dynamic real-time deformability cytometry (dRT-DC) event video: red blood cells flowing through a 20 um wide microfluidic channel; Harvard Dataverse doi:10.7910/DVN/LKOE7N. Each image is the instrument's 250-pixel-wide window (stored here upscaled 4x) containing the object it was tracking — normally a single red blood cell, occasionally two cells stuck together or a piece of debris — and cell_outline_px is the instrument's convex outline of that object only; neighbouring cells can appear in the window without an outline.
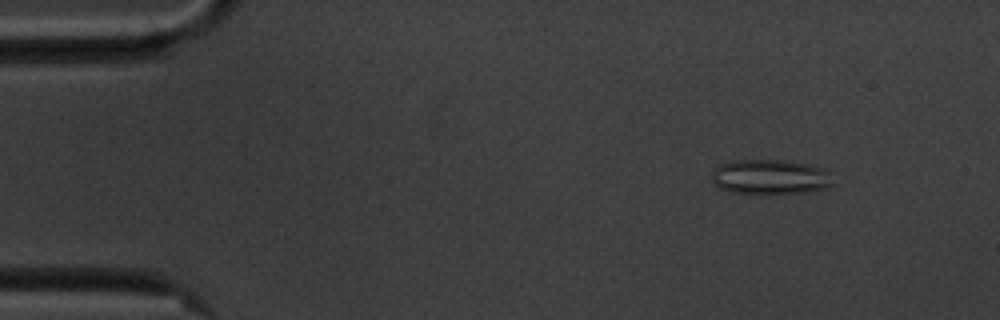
{"species": "common noctule bat (a hibernating species)", "species_latin": "Nyctalus noctula", "temperature_condition": "cold", "stored_images_in_passage": 55, "camera_frame_rate_fps": 3000, "um_per_image_px": 0.085, "animal": {"sex": "male", "body_mass_g": 20.1, "forearm_length_mm": 53.5}, "frame": {"image": 1, "passage_image": 6, "time_ms": 1.667, "image_size_px": [1000, 320], "cell_outline_px": [[832, 184], [828, 188], [804, 192], [768, 196], [732, 192], [720, 188], [712, 180], [712, 168], [720, 164], [736, 160], [784, 160], [812, 164], [820, 168], [824, 172]], "centroid_in_image_um": [65.39, 15.07], "position_along_channel_um": 19.6, "area_um2": 24.97}}
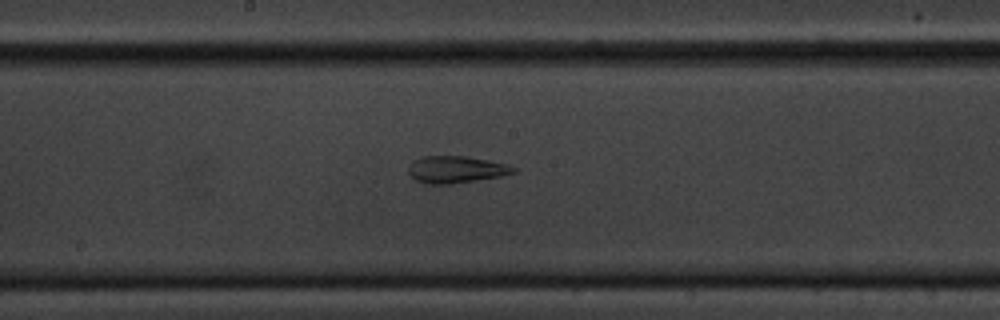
{"frame": {"image": 2, "passage_image": 29, "time_ms": 9.333, "image_size_px": [1000, 320], "cell_outline_px": [[516, 172], [504, 176], [452, 184], [424, 184], [416, 180], [408, 172], [408, 168], [412, 160], [420, 156], [468, 156], [508, 164], [516, 168]], "centroid_in_image_um": [38.77, 14.41], "position_along_channel_um": 209.4, "area_um2": 16.82}}
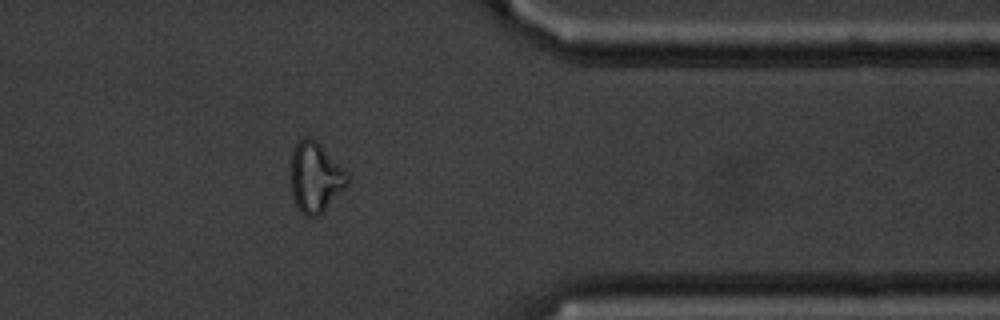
{"frame": {"image": 3, "passage_image": 45, "time_ms": 14.667, "image_size_px": [1000, 320], "cell_outline_px": [[352, 176], [348, 184], [316, 216], [304, 216], [300, 212], [292, 196], [292, 148], [304, 136], [308, 136], [316, 140]], "centroid_in_image_um": [26.82, 15.03], "position_along_channel_um": 384.6, "area_um2": 22.83}}